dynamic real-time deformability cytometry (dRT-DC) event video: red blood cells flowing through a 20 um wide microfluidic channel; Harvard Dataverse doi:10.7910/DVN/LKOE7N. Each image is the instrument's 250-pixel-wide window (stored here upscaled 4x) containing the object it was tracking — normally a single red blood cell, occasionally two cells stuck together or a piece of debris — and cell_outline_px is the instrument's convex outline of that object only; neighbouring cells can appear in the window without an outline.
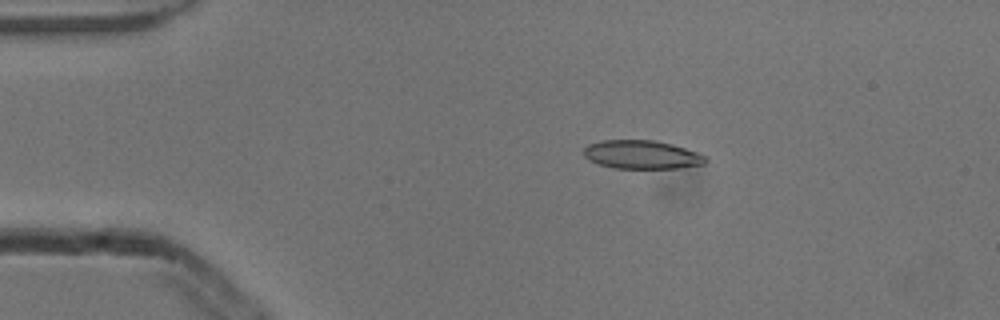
{"species": "common noctule bat (a hibernating species)", "species_latin": "Nyctalus noctula", "temperature_condition": "cold", "stored_images_in_passage": 7, "camera_frame_rate_fps": 3000, "um_per_image_px": 0.085, "animal": {"sex": "male", "body_mass_g": 13.3}, "frame": {"image": 1, "passage_image": 3, "time_ms": 0.667, "image_size_px": [1000, 320], "cell_outline_px": [[708, 160], [704, 164], [676, 168], [612, 168], [600, 164], [584, 156], [584, 148], [588, 144], [600, 140], [656, 140], [672, 144], [696, 152], [704, 156]], "centroid_in_image_um": [54.54, 13.13], "position_along_channel_um": 30.5, "area_um2": 20.11}}
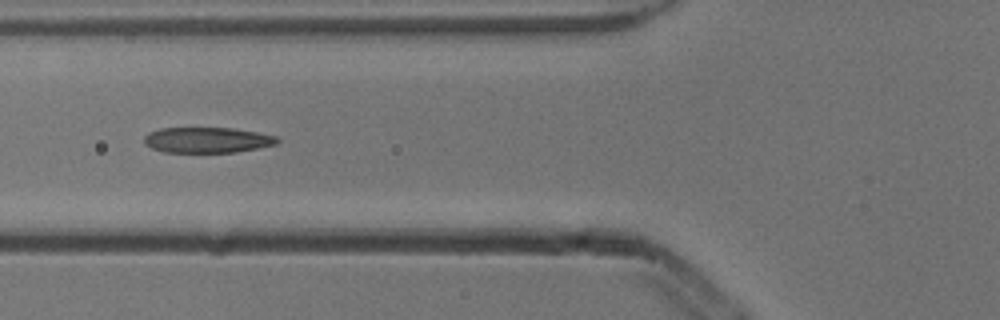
{"frame": {"image": 2, "passage_image": 6, "time_ms": 1.667, "image_size_px": [1000, 320], "cell_outline_px": [[280, 140], [276, 144], [236, 152], [164, 152], [152, 148], [144, 144], [144, 136], [148, 132], [160, 128], [232, 128], [256, 132], [276, 136]], "centroid_in_image_um": [17.58, 11.9], "position_along_channel_um": 108.2, "area_um2": 19.77}}
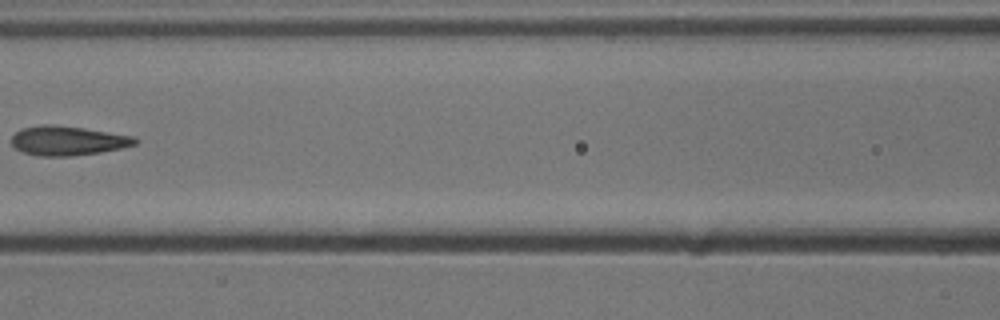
{"frame": {"image": 3, "passage_image": 7, "time_ms": 2.0, "image_size_px": [1000, 320], "cell_outline_px": [[136, 144], [120, 148], [100, 152], [68, 156], [40, 156], [24, 152], [16, 148], [12, 144], [12, 136], [20, 128], [40, 124], [56, 124], [84, 128], [136, 136]], "centroid_in_image_um": [5.74, 11.94], "position_along_channel_um": 160.9, "area_um2": 21.15}}